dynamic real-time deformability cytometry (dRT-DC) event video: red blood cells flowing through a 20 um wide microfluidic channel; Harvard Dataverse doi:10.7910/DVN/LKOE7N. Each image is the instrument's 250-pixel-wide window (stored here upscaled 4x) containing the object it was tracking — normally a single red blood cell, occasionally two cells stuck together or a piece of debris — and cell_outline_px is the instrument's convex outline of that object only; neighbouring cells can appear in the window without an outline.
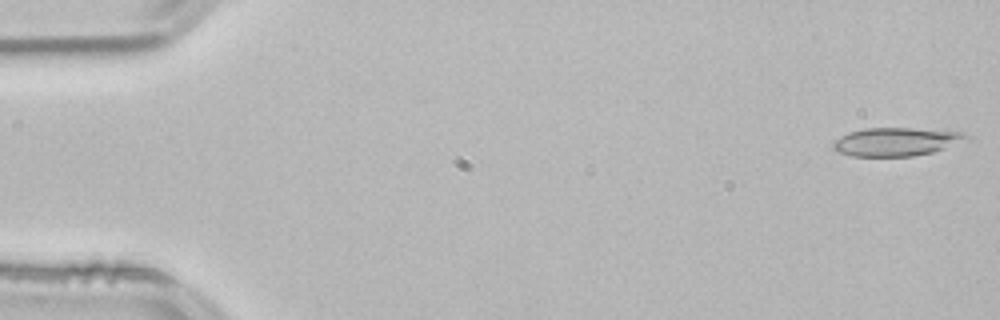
{"species": "common noctule bat (a hibernating species)", "species_latin": "Nyctalus noctula", "temperature_condition": "room temperature", "stored_images_in_passage": 52, "camera_frame_rate_fps": 3000, "um_per_image_px": 0.085, "animal": {"sex": "male", "body_mass_g": 21.5, "forearm_length_mm": 52.0}, "frame": {"image": 1, "passage_image": 1, "time_ms": 0.0, "image_size_px": [1000, 320], "cell_outline_px": [[972, 140], [932, 152], [912, 156], [852, 156], [840, 152], [832, 148], [832, 144], [840, 136], [848, 132], [864, 128], [912, 128], [964, 132]], "centroid_in_image_um": [76.22, 12.04], "position_along_channel_um": 8.8, "area_um2": 22.14}}
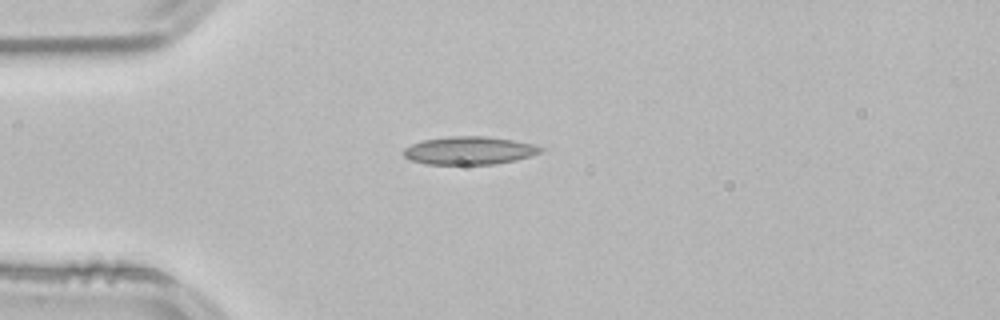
{"frame": {"image": 2, "passage_image": 13, "time_ms": 4.0, "image_size_px": [1000, 320], "cell_outline_px": [[548, 148], [544, 152], [516, 160], [492, 164], [424, 164], [412, 160], [404, 156], [404, 148], [412, 144], [424, 140], [448, 136], [484, 136], [512, 140], [536, 144]], "centroid_in_image_um": [39.97, 12.79], "position_along_channel_um": 45.0, "area_um2": 22.48}}
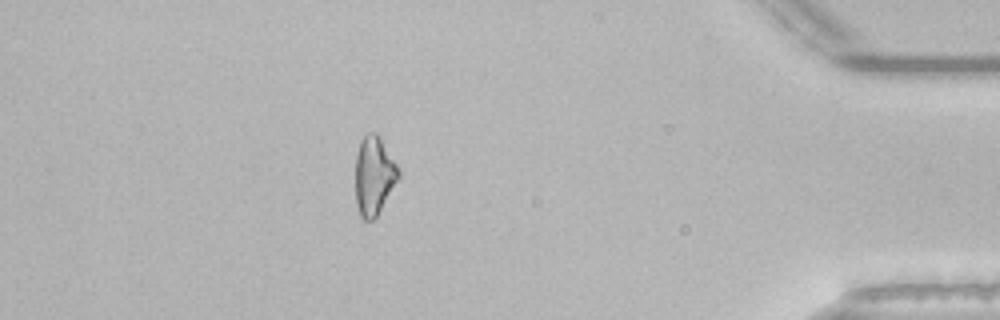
{"frame": {"image": 3, "passage_image": 46, "time_ms": 15.0, "image_size_px": [1000, 320], "cell_outline_px": [[400, 176], [376, 216], [372, 220], [364, 220], [360, 216], [356, 204], [356, 156], [360, 140], [368, 132], [376, 132], [380, 136], [396, 164], [400, 172]], "centroid_in_image_um": [31.78, 14.9], "position_along_channel_um": 403.4, "area_um2": 19.54}, "authors_computed_cell_mechanics": {"area_um2": 20.5768, "velocity_mm_per_s": 3.8469, "shape_relaxation_time_tau1_ms": null, "shape_relaxation_time_tau2_ms": 3.8525, "deformation_change_tau1": null, "deformation_change_tau2": 0.149}}